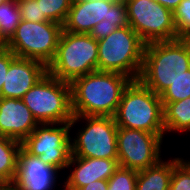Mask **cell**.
I'll use <instances>...</instances> for the list:
<instances>
[{
  "instance_id": "6da1fadb",
  "label": "cell",
  "mask_w": 190,
  "mask_h": 190,
  "mask_svg": "<svg viewBox=\"0 0 190 190\" xmlns=\"http://www.w3.org/2000/svg\"><path fill=\"white\" fill-rule=\"evenodd\" d=\"M131 81L126 75L102 71L74 79L70 83L73 115L113 117Z\"/></svg>"
},
{
  "instance_id": "7a4b0ae2",
  "label": "cell",
  "mask_w": 190,
  "mask_h": 190,
  "mask_svg": "<svg viewBox=\"0 0 190 190\" xmlns=\"http://www.w3.org/2000/svg\"><path fill=\"white\" fill-rule=\"evenodd\" d=\"M190 69V50L183 38L147 43L138 80L160 95Z\"/></svg>"
},
{
  "instance_id": "3957f363",
  "label": "cell",
  "mask_w": 190,
  "mask_h": 190,
  "mask_svg": "<svg viewBox=\"0 0 190 190\" xmlns=\"http://www.w3.org/2000/svg\"><path fill=\"white\" fill-rule=\"evenodd\" d=\"M118 127L165 134L163 104L160 95L132 80L124 89L113 116Z\"/></svg>"
},
{
  "instance_id": "277c9868",
  "label": "cell",
  "mask_w": 190,
  "mask_h": 190,
  "mask_svg": "<svg viewBox=\"0 0 190 190\" xmlns=\"http://www.w3.org/2000/svg\"><path fill=\"white\" fill-rule=\"evenodd\" d=\"M146 43L128 25L98 40L97 71L115 72L138 80Z\"/></svg>"
},
{
  "instance_id": "5b68a950",
  "label": "cell",
  "mask_w": 190,
  "mask_h": 190,
  "mask_svg": "<svg viewBox=\"0 0 190 190\" xmlns=\"http://www.w3.org/2000/svg\"><path fill=\"white\" fill-rule=\"evenodd\" d=\"M98 41L90 34L62 30L56 55L48 65V73L71 83L74 79L97 71Z\"/></svg>"
},
{
  "instance_id": "8992f818",
  "label": "cell",
  "mask_w": 190,
  "mask_h": 190,
  "mask_svg": "<svg viewBox=\"0 0 190 190\" xmlns=\"http://www.w3.org/2000/svg\"><path fill=\"white\" fill-rule=\"evenodd\" d=\"M39 124L71 122V85L48 72L22 98Z\"/></svg>"
},
{
  "instance_id": "52a82bcc",
  "label": "cell",
  "mask_w": 190,
  "mask_h": 190,
  "mask_svg": "<svg viewBox=\"0 0 190 190\" xmlns=\"http://www.w3.org/2000/svg\"><path fill=\"white\" fill-rule=\"evenodd\" d=\"M79 121L85 123L71 136L72 156L96 159H117L118 126L110 116H74L71 130Z\"/></svg>"
},
{
  "instance_id": "ba28073f",
  "label": "cell",
  "mask_w": 190,
  "mask_h": 190,
  "mask_svg": "<svg viewBox=\"0 0 190 190\" xmlns=\"http://www.w3.org/2000/svg\"><path fill=\"white\" fill-rule=\"evenodd\" d=\"M63 25L22 20L8 41V49L18 58L33 59L47 67L53 61Z\"/></svg>"
},
{
  "instance_id": "9c48e42d",
  "label": "cell",
  "mask_w": 190,
  "mask_h": 190,
  "mask_svg": "<svg viewBox=\"0 0 190 190\" xmlns=\"http://www.w3.org/2000/svg\"><path fill=\"white\" fill-rule=\"evenodd\" d=\"M129 26L147 44L177 39L173 13L155 0H124Z\"/></svg>"
},
{
  "instance_id": "30bf717a",
  "label": "cell",
  "mask_w": 190,
  "mask_h": 190,
  "mask_svg": "<svg viewBox=\"0 0 190 190\" xmlns=\"http://www.w3.org/2000/svg\"><path fill=\"white\" fill-rule=\"evenodd\" d=\"M71 132L70 122L39 124L21 144L29 154L64 171L72 156Z\"/></svg>"
},
{
  "instance_id": "8fae6325",
  "label": "cell",
  "mask_w": 190,
  "mask_h": 190,
  "mask_svg": "<svg viewBox=\"0 0 190 190\" xmlns=\"http://www.w3.org/2000/svg\"><path fill=\"white\" fill-rule=\"evenodd\" d=\"M166 134H153L118 127L117 154L120 167L141 171L162 160L161 145Z\"/></svg>"
},
{
  "instance_id": "7c38bea8",
  "label": "cell",
  "mask_w": 190,
  "mask_h": 190,
  "mask_svg": "<svg viewBox=\"0 0 190 190\" xmlns=\"http://www.w3.org/2000/svg\"><path fill=\"white\" fill-rule=\"evenodd\" d=\"M59 170L42 162L21 147L13 185L19 190H55Z\"/></svg>"
},
{
  "instance_id": "4fadbf2b",
  "label": "cell",
  "mask_w": 190,
  "mask_h": 190,
  "mask_svg": "<svg viewBox=\"0 0 190 190\" xmlns=\"http://www.w3.org/2000/svg\"><path fill=\"white\" fill-rule=\"evenodd\" d=\"M47 72L42 62L17 57L6 73L0 97L22 99Z\"/></svg>"
},
{
  "instance_id": "5bb4252c",
  "label": "cell",
  "mask_w": 190,
  "mask_h": 190,
  "mask_svg": "<svg viewBox=\"0 0 190 190\" xmlns=\"http://www.w3.org/2000/svg\"><path fill=\"white\" fill-rule=\"evenodd\" d=\"M39 125L22 99L0 97V135L23 142Z\"/></svg>"
},
{
  "instance_id": "9a60e30c",
  "label": "cell",
  "mask_w": 190,
  "mask_h": 190,
  "mask_svg": "<svg viewBox=\"0 0 190 190\" xmlns=\"http://www.w3.org/2000/svg\"><path fill=\"white\" fill-rule=\"evenodd\" d=\"M75 166V167H73ZM119 167L118 159H96L71 156L63 190H76L98 180H108ZM74 168V169H73Z\"/></svg>"
},
{
  "instance_id": "2e32d148",
  "label": "cell",
  "mask_w": 190,
  "mask_h": 190,
  "mask_svg": "<svg viewBox=\"0 0 190 190\" xmlns=\"http://www.w3.org/2000/svg\"><path fill=\"white\" fill-rule=\"evenodd\" d=\"M117 0H73L63 30L90 34L94 26L107 19L108 10Z\"/></svg>"
},
{
  "instance_id": "e0dca14e",
  "label": "cell",
  "mask_w": 190,
  "mask_h": 190,
  "mask_svg": "<svg viewBox=\"0 0 190 190\" xmlns=\"http://www.w3.org/2000/svg\"><path fill=\"white\" fill-rule=\"evenodd\" d=\"M173 173V158L162 159L156 165L138 171L135 190H169Z\"/></svg>"
},
{
  "instance_id": "ac0fdd59",
  "label": "cell",
  "mask_w": 190,
  "mask_h": 190,
  "mask_svg": "<svg viewBox=\"0 0 190 190\" xmlns=\"http://www.w3.org/2000/svg\"><path fill=\"white\" fill-rule=\"evenodd\" d=\"M162 104L165 134L190 133V97Z\"/></svg>"
},
{
  "instance_id": "d6986e66",
  "label": "cell",
  "mask_w": 190,
  "mask_h": 190,
  "mask_svg": "<svg viewBox=\"0 0 190 190\" xmlns=\"http://www.w3.org/2000/svg\"><path fill=\"white\" fill-rule=\"evenodd\" d=\"M21 147V142L0 135V185L13 184Z\"/></svg>"
},
{
  "instance_id": "ffe728a7",
  "label": "cell",
  "mask_w": 190,
  "mask_h": 190,
  "mask_svg": "<svg viewBox=\"0 0 190 190\" xmlns=\"http://www.w3.org/2000/svg\"><path fill=\"white\" fill-rule=\"evenodd\" d=\"M21 21L22 18L16 0H7L0 4V28L8 41L15 34Z\"/></svg>"
},
{
  "instance_id": "44dd1931",
  "label": "cell",
  "mask_w": 190,
  "mask_h": 190,
  "mask_svg": "<svg viewBox=\"0 0 190 190\" xmlns=\"http://www.w3.org/2000/svg\"><path fill=\"white\" fill-rule=\"evenodd\" d=\"M73 0H37L40 3L41 15L49 21L64 25Z\"/></svg>"
},
{
  "instance_id": "7402d4cb",
  "label": "cell",
  "mask_w": 190,
  "mask_h": 190,
  "mask_svg": "<svg viewBox=\"0 0 190 190\" xmlns=\"http://www.w3.org/2000/svg\"><path fill=\"white\" fill-rule=\"evenodd\" d=\"M190 97V69L169 85L161 94L162 102H176Z\"/></svg>"
},
{
  "instance_id": "603a6c76",
  "label": "cell",
  "mask_w": 190,
  "mask_h": 190,
  "mask_svg": "<svg viewBox=\"0 0 190 190\" xmlns=\"http://www.w3.org/2000/svg\"><path fill=\"white\" fill-rule=\"evenodd\" d=\"M169 190H190V162L186 158L173 157V173Z\"/></svg>"
},
{
  "instance_id": "cb8c5ba5",
  "label": "cell",
  "mask_w": 190,
  "mask_h": 190,
  "mask_svg": "<svg viewBox=\"0 0 190 190\" xmlns=\"http://www.w3.org/2000/svg\"><path fill=\"white\" fill-rule=\"evenodd\" d=\"M138 171L118 167L107 180L108 190H135Z\"/></svg>"
},
{
  "instance_id": "d4e9b609",
  "label": "cell",
  "mask_w": 190,
  "mask_h": 190,
  "mask_svg": "<svg viewBox=\"0 0 190 190\" xmlns=\"http://www.w3.org/2000/svg\"><path fill=\"white\" fill-rule=\"evenodd\" d=\"M172 13L177 39L190 36V0H182Z\"/></svg>"
},
{
  "instance_id": "484cf974",
  "label": "cell",
  "mask_w": 190,
  "mask_h": 190,
  "mask_svg": "<svg viewBox=\"0 0 190 190\" xmlns=\"http://www.w3.org/2000/svg\"><path fill=\"white\" fill-rule=\"evenodd\" d=\"M21 18L24 21L46 22L49 21L45 15H41L40 3L37 0L18 2Z\"/></svg>"
},
{
  "instance_id": "4316f807",
  "label": "cell",
  "mask_w": 190,
  "mask_h": 190,
  "mask_svg": "<svg viewBox=\"0 0 190 190\" xmlns=\"http://www.w3.org/2000/svg\"><path fill=\"white\" fill-rule=\"evenodd\" d=\"M104 22L113 23L118 28L129 25L124 0H117L108 10L107 19Z\"/></svg>"
},
{
  "instance_id": "83f0119b",
  "label": "cell",
  "mask_w": 190,
  "mask_h": 190,
  "mask_svg": "<svg viewBox=\"0 0 190 190\" xmlns=\"http://www.w3.org/2000/svg\"><path fill=\"white\" fill-rule=\"evenodd\" d=\"M16 58L17 56L9 49L0 52V93L3 88V83L9 66Z\"/></svg>"
},
{
  "instance_id": "f1b7e54d",
  "label": "cell",
  "mask_w": 190,
  "mask_h": 190,
  "mask_svg": "<svg viewBox=\"0 0 190 190\" xmlns=\"http://www.w3.org/2000/svg\"><path fill=\"white\" fill-rule=\"evenodd\" d=\"M117 29L118 27L113 25V23L104 22L103 19L94 26L93 30L90 32V35L98 41L107 37L111 32Z\"/></svg>"
},
{
  "instance_id": "f546056e",
  "label": "cell",
  "mask_w": 190,
  "mask_h": 190,
  "mask_svg": "<svg viewBox=\"0 0 190 190\" xmlns=\"http://www.w3.org/2000/svg\"><path fill=\"white\" fill-rule=\"evenodd\" d=\"M76 190H108V182L106 180H98Z\"/></svg>"
},
{
  "instance_id": "4dcf8cb0",
  "label": "cell",
  "mask_w": 190,
  "mask_h": 190,
  "mask_svg": "<svg viewBox=\"0 0 190 190\" xmlns=\"http://www.w3.org/2000/svg\"><path fill=\"white\" fill-rule=\"evenodd\" d=\"M155 1L173 12L174 9L180 4L182 0H155Z\"/></svg>"
},
{
  "instance_id": "1f68e13d",
  "label": "cell",
  "mask_w": 190,
  "mask_h": 190,
  "mask_svg": "<svg viewBox=\"0 0 190 190\" xmlns=\"http://www.w3.org/2000/svg\"><path fill=\"white\" fill-rule=\"evenodd\" d=\"M8 49V40L3 35L0 28V52Z\"/></svg>"
},
{
  "instance_id": "d6a6232c",
  "label": "cell",
  "mask_w": 190,
  "mask_h": 190,
  "mask_svg": "<svg viewBox=\"0 0 190 190\" xmlns=\"http://www.w3.org/2000/svg\"><path fill=\"white\" fill-rule=\"evenodd\" d=\"M0 190H19V189L13 184H11V185H0Z\"/></svg>"
},
{
  "instance_id": "836d02e7",
  "label": "cell",
  "mask_w": 190,
  "mask_h": 190,
  "mask_svg": "<svg viewBox=\"0 0 190 190\" xmlns=\"http://www.w3.org/2000/svg\"><path fill=\"white\" fill-rule=\"evenodd\" d=\"M183 39L187 42L188 47H189V50H190V36L185 37V38H183Z\"/></svg>"
},
{
  "instance_id": "e575fe53",
  "label": "cell",
  "mask_w": 190,
  "mask_h": 190,
  "mask_svg": "<svg viewBox=\"0 0 190 190\" xmlns=\"http://www.w3.org/2000/svg\"><path fill=\"white\" fill-rule=\"evenodd\" d=\"M17 2H24V1H29V0H16Z\"/></svg>"
},
{
  "instance_id": "d590c367",
  "label": "cell",
  "mask_w": 190,
  "mask_h": 190,
  "mask_svg": "<svg viewBox=\"0 0 190 190\" xmlns=\"http://www.w3.org/2000/svg\"><path fill=\"white\" fill-rule=\"evenodd\" d=\"M7 0H0V4L6 2Z\"/></svg>"
}]
</instances>
